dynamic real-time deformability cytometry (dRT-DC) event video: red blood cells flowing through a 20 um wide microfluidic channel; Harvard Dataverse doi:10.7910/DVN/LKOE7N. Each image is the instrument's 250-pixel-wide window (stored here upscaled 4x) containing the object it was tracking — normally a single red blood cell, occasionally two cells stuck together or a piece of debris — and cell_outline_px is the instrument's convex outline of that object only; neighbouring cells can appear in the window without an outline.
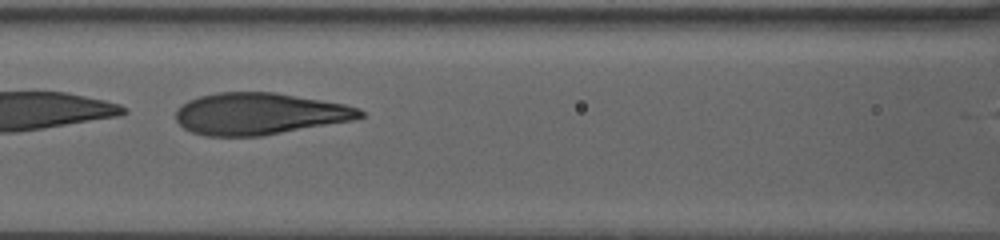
{"species": "human", "species_latin": "Homo sapiens", "temperature_condition": "warm", "stored_images_in_passage": 59, "camera_frame_rate_fps": 3000, "um_per_image_px": 0.085, "donor": {"sex": "female"}, "frame": {"image": 1, "passage_image": 19, "time_ms": 3.667, "image_size_px": [1000, 240], "cell_outline_px": [[364, 116], [352, 120], [260, 136], [204, 136], [192, 132], [184, 128], [176, 120], [176, 112], [188, 100], [200, 96], [216, 92], [272, 92], [344, 104], [360, 108], [364, 112]], "centroid_in_image_um": [22.03, 9.67], "position_along_channel_um": 144.6, "area_um2": 44.45}}
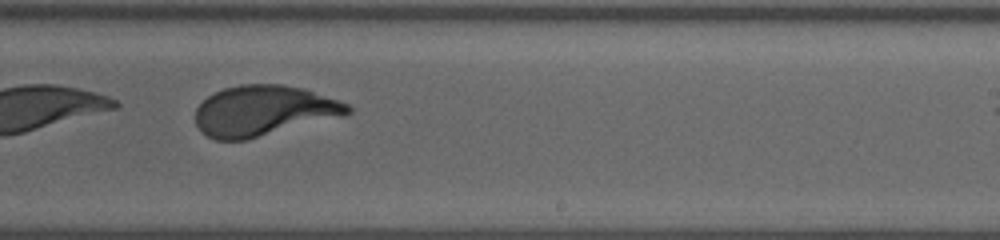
{"frame": {"image": 2, "passage_image": 35, "time_ms": 7.667, "image_size_px": [1000, 240], "cell_outline_px": [[352, 112], [344, 116], [248, 140], [216, 140], [200, 132], [196, 124], [196, 108], [208, 96], [224, 88], [240, 84], [280, 84], [304, 88], [348, 104], [352, 108]], "centroid_in_image_um": [22.41, 9.42], "position_along_channel_um": 266.6, "area_um2": 44.97}}